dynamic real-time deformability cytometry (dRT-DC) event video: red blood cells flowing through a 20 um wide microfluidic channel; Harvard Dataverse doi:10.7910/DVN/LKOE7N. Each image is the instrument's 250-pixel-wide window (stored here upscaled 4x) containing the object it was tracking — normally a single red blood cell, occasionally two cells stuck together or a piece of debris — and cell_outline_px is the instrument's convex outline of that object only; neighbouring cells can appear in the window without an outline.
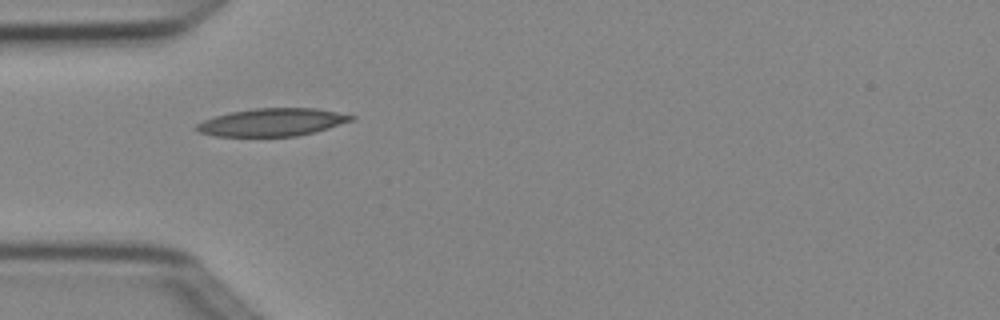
{"species": "Egyptian fruit bat (a non-hibernating species)", "species_latin": "Rousettus aegyptiacus", "temperature_condition": "cold", "stored_images_in_passage": 4, "camera_frame_rate_fps": 3000, "um_per_image_px": 0.085, "animal": {"sex": "female"}, "frame": {"image": 1, "passage_image": 1, "time_ms": 0.0, "image_size_px": [1000, 320], "cell_outline_px": [[356, 116], [352, 120], [328, 128], [296, 136], [216, 136], [200, 132], [196, 128], [196, 124], [204, 120], [216, 116], [232, 112], [256, 108], [316, 108]], "centroid_in_image_um": [23.14, 10.39], "position_along_channel_um": 61.9, "area_um2": 24.57}}
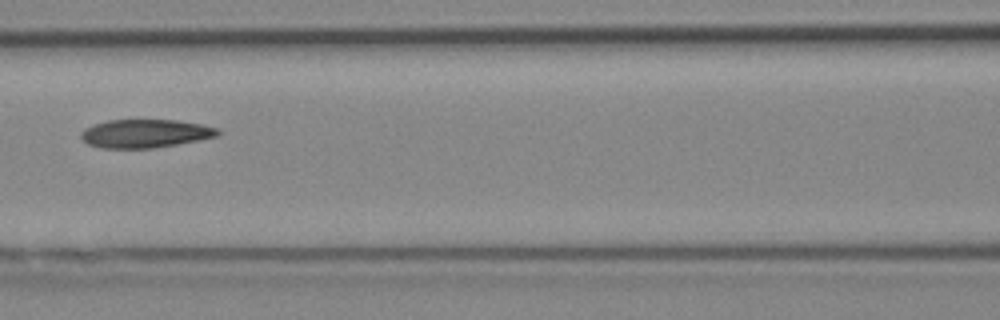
{"frame": {"image": 2, "passage_image": 3, "time_ms": 0.667, "image_size_px": [1000, 320], "cell_outline_px": [[220, 132], [216, 136], [176, 144], [152, 148], [100, 148], [88, 144], [80, 136], [80, 132], [84, 128], [108, 120], [176, 120], [200, 124], [216, 128]], "centroid_in_image_um": [12.28, 11.35], "position_along_channel_um": 154.3, "area_um2": 22.31}}
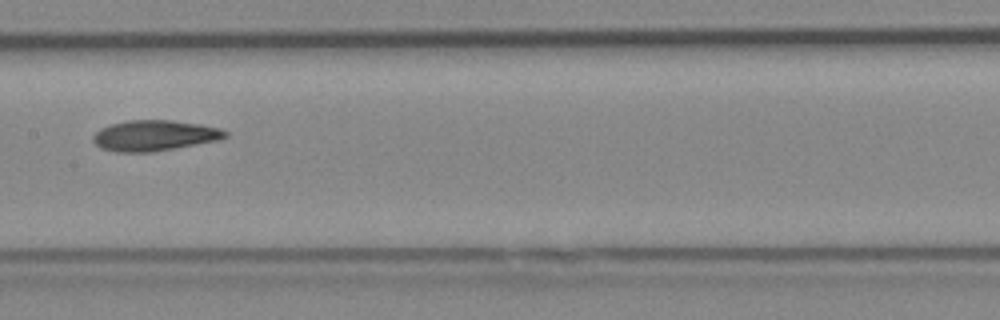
{"frame": {"image": 3, "passage_image": 4, "time_ms": 1.0, "image_size_px": [1000, 320], "cell_outline_px": [[228, 136], [216, 140], [176, 148], [152, 152], [116, 152], [100, 148], [92, 140], [92, 136], [100, 128], [112, 124], [128, 120], [172, 120], [200, 124], [220, 128], [228, 132]], "centroid_in_image_um": [13.1, 11.52], "position_along_channel_um": 194.3, "area_um2": 23.58}}